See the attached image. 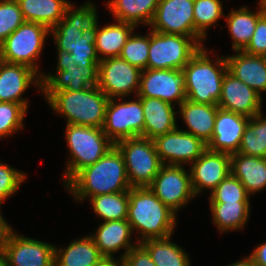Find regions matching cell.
I'll return each instance as SVG.
<instances>
[{
    "label": "cell",
    "instance_id": "obj_20",
    "mask_svg": "<svg viewBox=\"0 0 266 266\" xmlns=\"http://www.w3.org/2000/svg\"><path fill=\"white\" fill-rule=\"evenodd\" d=\"M218 107L251 118L263 111L262 96L227 71Z\"/></svg>",
    "mask_w": 266,
    "mask_h": 266
},
{
    "label": "cell",
    "instance_id": "obj_22",
    "mask_svg": "<svg viewBox=\"0 0 266 266\" xmlns=\"http://www.w3.org/2000/svg\"><path fill=\"white\" fill-rule=\"evenodd\" d=\"M132 235L133 231L127 220H113L103 222L98 226L97 231L89 236L94 240L95 245L99 248L104 258L114 259V253L116 254L120 250L125 249L119 258L123 260L125 255L139 243L137 241L132 243Z\"/></svg>",
    "mask_w": 266,
    "mask_h": 266
},
{
    "label": "cell",
    "instance_id": "obj_8",
    "mask_svg": "<svg viewBox=\"0 0 266 266\" xmlns=\"http://www.w3.org/2000/svg\"><path fill=\"white\" fill-rule=\"evenodd\" d=\"M201 47L191 36L149 30L147 68L182 70Z\"/></svg>",
    "mask_w": 266,
    "mask_h": 266
},
{
    "label": "cell",
    "instance_id": "obj_11",
    "mask_svg": "<svg viewBox=\"0 0 266 266\" xmlns=\"http://www.w3.org/2000/svg\"><path fill=\"white\" fill-rule=\"evenodd\" d=\"M187 171L184 166L163 164L148 186L176 214L196 197L191 186L190 172Z\"/></svg>",
    "mask_w": 266,
    "mask_h": 266
},
{
    "label": "cell",
    "instance_id": "obj_35",
    "mask_svg": "<svg viewBox=\"0 0 266 266\" xmlns=\"http://www.w3.org/2000/svg\"><path fill=\"white\" fill-rule=\"evenodd\" d=\"M260 112L249 119L238 153L266 158V117Z\"/></svg>",
    "mask_w": 266,
    "mask_h": 266
},
{
    "label": "cell",
    "instance_id": "obj_19",
    "mask_svg": "<svg viewBox=\"0 0 266 266\" xmlns=\"http://www.w3.org/2000/svg\"><path fill=\"white\" fill-rule=\"evenodd\" d=\"M32 83L41 90V76L31 67L0 60V102L18 103L27 110L23 94Z\"/></svg>",
    "mask_w": 266,
    "mask_h": 266
},
{
    "label": "cell",
    "instance_id": "obj_21",
    "mask_svg": "<svg viewBox=\"0 0 266 266\" xmlns=\"http://www.w3.org/2000/svg\"><path fill=\"white\" fill-rule=\"evenodd\" d=\"M249 119L235 112L218 108L213 135L207 144V149L228 154L237 153Z\"/></svg>",
    "mask_w": 266,
    "mask_h": 266
},
{
    "label": "cell",
    "instance_id": "obj_33",
    "mask_svg": "<svg viewBox=\"0 0 266 266\" xmlns=\"http://www.w3.org/2000/svg\"><path fill=\"white\" fill-rule=\"evenodd\" d=\"M168 238L146 239L140 244L156 266H191L188 253Z\"/></svg>",
    "mask_w": 266,
    "mask_h": 266
},
{
    "label": "cell",
    "instance_id": "obj_16",
    "mask_svg": "<svg viewBox=\"0 0 266 266\" xmlns=\"http://www.w3.org/2000/svg\"><path fill=\"white\" fill-rule=\"evenodd\" d=\"M193 7L194 0H159L149 26L159 33L191 36L204 46V40L194 30Z\"/></svg>",
    "mask_w": 266,
    "mask_h": 266
},
{
    "label": "cell",
    "instance_id": "obj_40",
    "mask_svg": "<svg viewBox=\"0 0 266 266\" xmlns=\"http://www.w3.org/2000/svg\"><path fill=\"white\" fill-rule=\"evenodd\" d=\"M24 22L16 0H0V44Z\"/></svg>",
    "mask_w": 266,
    "mask_h": 266
},
{
    "label": "cell",
    "instance_id": "obj_51",
    "mask_svg": "<svg viewBox=\"0 0 266 266\" xmlns=\"http://www.w3.org/2000/svg\"><path fill=\"white\" fill-rule=\"evenodd\" d=\"M117 266H128L123 260Z\"/></svg>",
    "mask_w": 266,
    "mask_h": 266
},
{
    "label": "cell",
    "instance_id": "obj_44",
    "mask_svg": "<svg viewBox=\"0 0 266 266\" xmlns=\"http://www.w3.org/2000/svg\"><path fill=\"white\" fill-rule=\"evenodd\" d=\"M128 266H156L147 250L138 243L123 258Z\"/></svg>",
    "mask_w": 266,
    "mask_h": 266
},
{
    "label": "cell",
    "instance_id": "obj_39",
    "mask_svg": "<svg viewBox=\"0 0 266 266\" xmlns=\"http://www.w3.org/2000/svg\"><path fill=\"white\" fill-rule=\"evenodd\" d=\"M27 111L21 104L0 102V139L24 128L23 121Z\"/></svg>",
    "mask_w": 266,
    "mask_h": 266
},
{
    "label": "cell",
    "instance_id": "obj_47",
    "mask_svg": "<svg viewBox=\"0 0 266 266\" xmlns=\"http://www.w3.org/2000/svg\"><path fill=\"white\" fill-rule=\"evenodd\" d=\"M122 260L116 258H104L94 266H117Z\"/></svg>",
    "mask_w": 266,
    "mask_h": 266
},
{
    "label": "cell",
    "instance_id": "obj_46",
    "mask_svg": "<svg viewBox=\"0 0 266 266\" xmlns=\"http://www.w3.org/2000/svg\"><path fill=\"white\" fill-rule=\"evenodd\" d=\"M12 229L13 227H11L4 219L0 209V249H3L4 243L6 242L7 237Z\"/></svg>",
    "mask_w": 266,
    "mask_h": 266
},
{
    "label": "cell",
    "instance_id": "obj_10",
    "mask_svg": "<svg viewBox=\"0 0 266 266\" xmlns=\"http://www.w3.org/2000/svg\"><path fill=\"white\" fill-rule=\"evenodd\" d=\"M132 101L110 98L106 107L103 132L116 144L132 137L143 136L144 115L141 97Z\"/></svg>",
    "mask_w": 266,
    "mask_h": 266
},
{
    "label": "cell",
    "instance_id": "obj_49",
    "mask_svg": "<svg viewBox=\"0 0 266 266\" xmlns=\"http://www.w3.org/2000/svg\"><path fill=\"white\" fill-rule=\"evenodd\" d=\"M0 266H5V264H4V253H3L2 249H0Z\"/></svg>",
    "mask_w": 266,
    "mask_h": 266
},
{
    "label": "cell",
    "instance_id": "obj_5",
    "mask_svg": "<svg viewBox=\"0 0 266 266\" xmlns=\"http://www.w3.org/2000/svg\"><path fill=\"white\" fill-rule=\"evenodd\" d=\"M46 101L49 108L66 118V124L103 128L109 98L98 87L79 92L62 90Z\"/></svg>",
    "mask_w": 266,
    "mask_h": 266
},
{
    "label": "cell",
    "instance_id": "obj_30",
    "mask_svg": "<svg viewBox=\"0 0 266 266\" xmlns=\"http://www.w3.org/2000/svg\"><path fill=\"white\" fill-rule=\"evenodd\" d=\"M135 28V25L121 21L105 24L102 28L97 25L95 47L100 61L119 57L123 46Z\"/></svg>",
    "mask_w": 266,
    "mask_h": 266
},
{
    "label": "cell",
    "instance_id": "obj_9",
    "mask_svg": "<svg viewBox=\"0 0 266 266\" xmlns=\"http://www.w3.org/2000/svg\"><path fill=\"white\" fill-rule=\"evenodd\" d=\"M124 158L131 187H148L163 165L154 141L143 136L132 137L115 144Z\"/></svg>",
    "mask_w": 266,
    "mask_h": 266
},
{
    "label": "cell",
    "instance_id": "obj_36",
    "mask_svg": "<svg viewBox=\"0 0 266 266\" xmlns=\"http://www.w3.org/2000/svg\"><path fill=\"white\" fill-rule=\"evenodd\" d=\"M225 17L221 0H194V30L203 39L208 29L216 27L217 21Z\"/></svg>",
    "mask_w": 266,
    "mask_h": 266
},
{
    "label": "cell",
    "instance_id": "obj_42",
    "mask_svg": "<svg viewBox=\"0 0 266 266\" xmlns=\"http://www.w3.org/2000/svg\"><path fill=\"white\" fill-rule=\"evenodd\" d=\"M243 51L266 57V12L258 19L252 38Z\"/></svg>",
    "mask_w": 266,
    "mask_h": 266
},
{
    "label": "cell",
    "instance_id": "obj_38",
    "mask_svg": "<svg viewBox=\"0 0 266 266\" xmlns=\"http://www.w3.org/2000/svg\"><path fill=\"white\" fill-rule=\"evenodd\" d=\"M241 181L231 173L209 195V203L250 202Z\"/></svg>",
    "mask_w": 266,
    "mask_h": 266
},
{
    "label": "cell",
    "instance_id": "obj_28",
    "mask_svg": "<svg viewBox=\"0 0 266 266\" xmlns=\"http://www.w3.org/2000/svg\"><path fill=\"white\" fill-rule=\"evenodd\" d=\"M258 10L250 11L246 6L231 10L225 17L230 31L233 51H243L250 42L258 19L266 12L260 5Z\"/></svg>",
    "mask_w": 266,
    "mask_h": 266
},
{
    "label": "cell",
    "instance_id": "obj_6",
    "mask_svg": "<svg viewBox=\"0 0 266 266\" xmlns=\"http://www.w3.org/2000/svg\"><path fill=\"white\" fill-rule=\"evenodd\" d=\"M65 138L70 153L62 176L65 184L78 171L97 162L115 146L102 128L90 126L66 124Z\"/></svg>",
    "mask_w": 266,
    "mask_h": 266
},
{
    "label": "cell",
    "instance_id": "obj_48",
    "mask_svg": "<svg viewBox=\"0 0 266 266\" xmlns=\"http://www.w3.org/2000/svg\"><path fill=\"white\" fill-rule=\"evenodd\" d=\"M228 266H256L254 263V260L248 256L245 257L244 259H241L240 261H236L232 264H229Z\"/></svg>",
    "mask_w": 266,
    "mask_h": 266
},
{
    "label": "cell",
    "instance_id": "obj_34",
    "mask_svg": "<svg viewBox=\"0 0 266 266\" xmlns=\"http://www.w3.org/2000/svg\"><path fill=\"white\" fill-rule=\"evenodd\" d=\"M89 201L94 213L104 222L127 219L129 191L93 196Z\"/></svg>",
    "mask_w": 266,
    "mask_h": 266
},
{
    "label": "cell",
    "instance_id": "obj_17",
    "mask_svg": "<svg viewBox=\"0 0 266 266\" xmlns=\"http://www.w3.org/2000/svg\"><path fill=\"white\" fill-rule=\"evenodd\" d=\"M156 152L164 165L192 164L207 149L200 138L178 127L153 139Z\"/></svg>",
    "mask_w": 266,
    "mask_h": 266
},
{
    "label": "cell",
    "instance_id": "obj_24",
    "mask_svg": "<svg viewBox=\"0 0 266 266\" xmlns=\"http://www.w3.org/2000/svg\"><path fill=\"white\" fill-rule=\"evenodd\" d=\"M144 129L143 137L151 140L175 130L177 126L174 105L158 98L141 97Z\"/></svg>",
    "mask_w": 266,
    "mask_h": 266
},
{
    "label": "cell",
    "instance_id": "obj_3",
    "mask_svg": "<svg viewBox=\"0 0 266 266\" xmlns=\"http://www.w3.org/2000/svg\"><path fill=\"white\" fill-rule=\"evenodd\" d=\"M202 46L182 69L186 80V99L201 104L218 105L222 81L228 71L224 57L213 62Z\"/></svg>",
    "mask_w": 266,
    "mask_h": 266
},
{
    "label": "cell",
    "instance_id": "obj_26",
    "mask_svg": "<svg viewBox=\"0 0 266 266\" xmlns=\"http://www.w3.org/2000/svg\"><path fill=\"white\" fill-rule=\"evenodd\" d=\"M230 171L241 181L249 196L266 189V158L233 153Z\"/></svg>",
    "mask_w": 266,
    "mask_h": 266
},
{
    "label": "cell",
    "instance_id": "obj_14",
    "mask_svg": "<svg viewBox=\"0 0 266 266\" xmlns=\"http://www.w3.org/2000/svg\"><path fill=\"white\" fill-rule=\"evenodd\" d=\"M186 80L180 69H145L141 71L138 97L158 98L174 106L186 100Z\"/></svg>",
    "mask_w": 266,
    "mask_h": 266
},
{
    "label": "cell",
    "instance_id": "obj_15",
    "mask_svg": "<svg viewBox=\"0 0 266 266\" xmlns=\"http://www.w3.org/2000/svg\"><path fill=\"white\" fill-rule=\"evenodd\" d=\"M55 244L20 235L12 229L3 246L5 266H54Z\"/></svg>",
    "mask_w": 266,
    "mask_h": 266
},
{
    "label": "cell",
    "instance_id": "obj_41",
    "mask_svg": "<svg viewBox=\"0 0 266 266\" xmlns=\"http://www.w3.org/2000/svg\"><path fill=\"white\" fill-rule=\"evenodd\" d=\"M26 176L24 172L0 161V206L18 191Z\"/></svg>",
    "mask_w": 266,
    "mask_h": 266
},
{
    "label": "cell",
    "instance_id": "obj_31",
    "mask_svg": "<svg viewBox=\"0 0 266 266\" xmlns=\"http://www.w3.org/2000/svg\"><path fill=\"white\" fill-rule=\"evenodd\" d=\"M158 2L159 0H109L106 7L114 15L115 21L136 27L142 23L148 27L154 18Z\"/></svg>",
    "mask_w": 266,
    "mask_h": 266
},
{
    "label": "cell",
    "instance_id": "obj_32",
    "mask_svg": "<svg viewBox=\"0 0 266 266\" xmlns=\"http://www.w3.org/2000/svg\"><path fill=\"white\" fill-rule=\"evenodd\" d=\"M250 202L209 203L214 226L220 233L243 229L250 215Z\"/></svg>",
    "mask_w": 266,
    "mask_h": 266
},
{
    "label": "cell",
    "instance_id": "obj_43",
    "mask_svg": "<svg viewBox=\"0 0 266 266\" xmlns=\"http://www.w3.org/2000/svg\"><path fill=\"white\" fill-rule=\"evenodd\" d=\"M96 34L97 27L94 30H86L82 32V37L77 44L71 49L70 54L75 57H98L96 52Z\"/></svg>",
    "mask_w": 266,
    "mask_h": 266
},
{
    "label": "cell",
    "instance_id": "obj_50",
    "mask_svg": "<svg viewBox=\"0 0 266 266\" xmlns=\"http://www.w3.org/2000/svg\"><path fill=\"white\" fill-rule=\"evenodd\" d=\"M258 5H260L266 11V0H259Z\"/></svg>",
    "mask_w": 266,
    "mask_h": 266
},
{
    "label": "cell",
    "instance_id": "obj_4",
    "mask_svg": "<svg viewBox=\"0 0 266 266\" xmlns=\"http://www.w3.org/2000/svg\"><path fill=\"white\" fill-rule=\"evenodd\" d=\"M56 75H41V93L47 100L53 93L62 90L79 92L98 87L99 57H75L57 50Z\"/></svg>",
    "mask_w": 266,
    "mask_h": 266
},
{
    "label": "cell",
    "instance_id": "obj_1",
    "mask_svg": "<svg viewBox=\"0 0 266 266\" xmlns=\"http://www.w3.org/2000/svg\"><path fill=\"white\" fill-rule=\"evenodd\" d=\"M77 202L93 196L129 191L124 158L116 146L94 164L78 171L65 185Z\"/></svg>",
    "mask_w": 266,
    "mask_h": 266
},
{
    "label": "cell",
    "instance_id": "obj_37",
    "mask_svg": "<svg viewBox=\"0 0 266 266\" xmlns=\"http://www.w3.org/2000/svg\"><path fill=\"white\" fill-rule=\"evenodd\" d=\"M128 38L123 46L119 58L127 61L129 64L139 68L141 71L147 69L148 51H149V31L145 36L134 34Z\"/></svg>",
    "mask_w": 266,
    "mask_h": 266
},
{
    "label": "cell",
    "instance_id": "obj_18",
    "mask_svg": "<svg viewBox=\"0 0 266 266\" xmlns=\"http://www.w3.org/2000/svg\"><path fill=\"white\" fill-rule=\"evenodd\" d=\"M230 166L231 154L206 149L189 171L195 196L203 189L212 192L231 173Z\"/></svg>",
    "mask_w": 266,
    "mask_h": 266
},
{
    "label": "cell",
    "instance_id": "obj_23",
    "mask_svg": "<svg viewBox=\"0 0 266 266\" xmlns=\"http://www.w3.org/2000/svg\"><path fill=\"white\" fill-rule=\"evenodd\" d=\"M225 56L228 71L262 96L266 92V57L235 51Z\"/></svg>",
    "mask_w": 266,
    "mask_h": 266
},
{
    "label": "cell",
    "instance_id": "obj_12",
    "mask_svg": "<svg viewBox=\"0 0 266 266\" xmlns=\"http://www.w3.org/2000/svg\"><path fill=\"white\" fill-rule=\"evenodd\" d=\"M140 76L139 68L119 57L103 59L99 62L98 88L109 99L118 98V101L128 98L133 92L137 96Z\"/></svg>",
    "mask_w": 266,
    "mask_h": 266
},
{
    "label": "cell",
    "instance_id": "obj_2",
    "mask_svg": "<svg viewBox=\"0 0 266 266\" xmlns=\"http://www.w3.org/2000/svg\"><path fill=\"white\" fill-rule=\"evenodd\" d=\"M176 215L149 187H132L129 190L126 220L132 231L141 234L137 242L172 236L177 222Z\"/></svg>",
    "mask_w": 266,
    "mask_h": 266
},
{
    "label": "cell",
    "instance_id": "obj_25",
    "mask_svg": "<svg viewBox=\"0 0 266 266\" xmlns=\"http://www.w3.org/2000/svg\"><path fill=\"white\" fill-rule=\"evenodd\" d=\"M218 108V105L201 104L186 99L179 105L177 112L181 114L185 127H188V130L183 131L193 134L208 144L213 135Z\"/></svg>",
    "mask_w": 266,
    "mask_h": 266
},
{
    "label": "cell",
    "instance_id": "obj_29",
    "mask_svg": "<svg viewBox=\"0 0 266 266\" xmlns=\"http://www.w3.org/2000/svg\"><path fill=\"white\" fill-rule=\"evenodd\" d=\"M25 21L55 27L63 18L68 0H16Z\"/></svg>",
    "mask_w": 266,
    "mask_h": 266
},
{
    "label": "cell",
    "instance_id": "obj_7",
    "mask_svg": "<svg viewBox=\"0 0 266 266\" xmlns=\"http://www.w3.org/2000/svg\"><path fill=\"white\" fill-rule=\"evenodd\" d=\"M47 35H50V29L45 25L25 21L0 44V60L27 65L41 76L36 62L43 52Z\"/></svg>",
    "mask_w": 266,
    "mask_h": 266
},
{
    "label": "cell",
    "instance_id": "obj_13",
    "mask_svg": "<svg viewBox=\"0 0 266 266\" xmlns=\"http://www.w3.org/2000/svg\"><path fill=\"white\" fill-rule=\"evenodd\" d=\"M72 3L66 8L64 18L50 29V36L54 39L56 50L70 53L71 49L82 37V32L94 30L98 25V14L96 6L92 1L75 8Z\"/></svg>",
    "mask_w": 266,
    "mask_h": 266
},
{
    "label": "cell",
    "instance_id": "obj_45",
    "mask_svg": "<svg viewBox=\"0 0 266 266\" xmlns=\"http://www.w3.org/2000/svg\"><path fill=\"white\" fill-rule=\"evenodd\" d=\"M249 256L256 266H266V242L260 243Z\"/></svg>",
    "mask_w": 266,
    "mask_h": 266
},
{
    "label": "cell",
    "instance_id": "obj_27",
    "mask_svg": "<svg viewBox=\"0 0 266 266\" xmlns=\"http://www.w3.org/2000/svg\"><path fill=\"white\" fill-rule=\"evenodd\" d=\"M102 259L104 257L89 235L74 239L65 248L55 246L54 266H94Z\"/></svg>",
    "mask_w": 266,
    "mask_h": 266
}]
</instances>
